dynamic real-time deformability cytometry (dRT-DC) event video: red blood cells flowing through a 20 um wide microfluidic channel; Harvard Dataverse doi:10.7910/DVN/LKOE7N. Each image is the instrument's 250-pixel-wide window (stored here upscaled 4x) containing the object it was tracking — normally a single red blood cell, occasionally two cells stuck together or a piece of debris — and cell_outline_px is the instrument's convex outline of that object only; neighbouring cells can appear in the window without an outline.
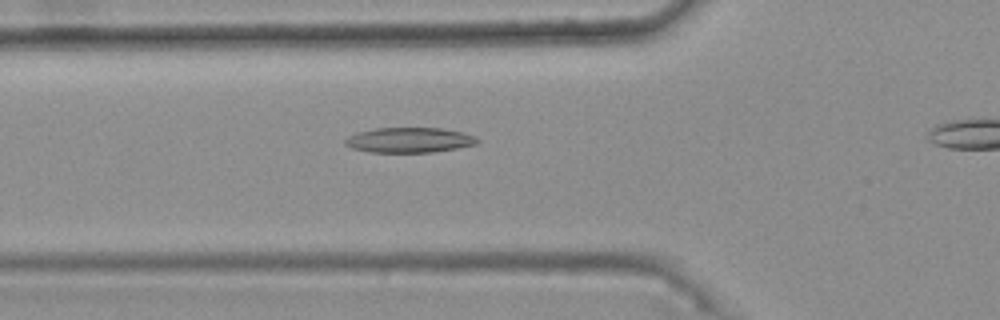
{"species": "common noctule bat (a hibernating species)", "species_latin": "Nyctalus noctula", "temperature_condition": "warm", "stored_images_in_passage": 43, "camera_frame_rate_fps": 3000, "um_per_image_px": 0.085, "animal": {"sex": "female", "body_mass_g": 25.1}, "frame": {"image": 1, "passage_image": 12, "time_ms": 3.667, "image_size_px": [1000, 320], "cell_outline_px": [[480, 140], [476, 144], [456, 148], [432, 152], [372, 152], [352, 148], [344, 144], [344, 140], [348, 136], [356, 132], [376, 128], [444, 128], [476, 136]], "centroid_in_image_um": [34.77, 11.9], "position_along_channel_um": 91.0, "area_um2": 19.31}}
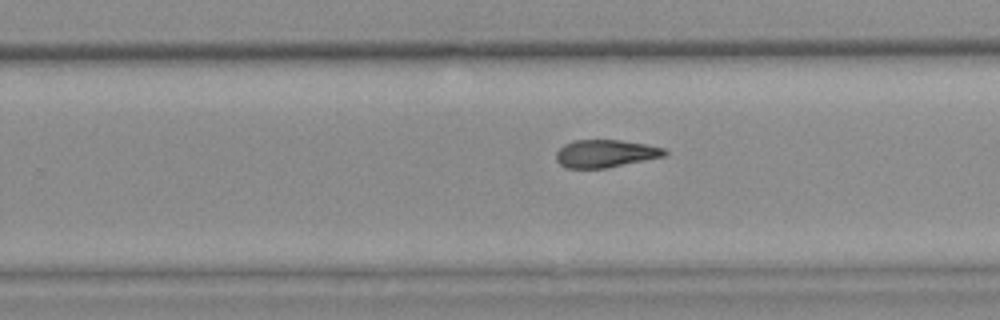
{"frame": {"image": 2, "passage_image": 27, "time_ms": 8.667, "image_size_px": [1000, 320], "cell_outline_px": [[668, 152], [664, 156], [608, 168], [568, 168], [560, 164], [556, 160], [556, 152], [564, 144], [576, 140], [620, 140], [644, 144], [664, 148]], "centroid_in_image_um": [51.45, 13.05], "position_along_channel_um": 278.4, "area_um2": 17.4}}
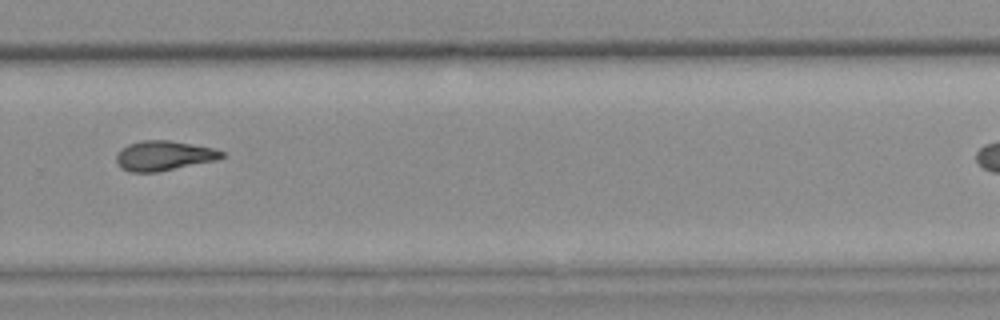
{"frame": {"image": 3, "passage_image": 30, "time_ms": 9.667, "image_size_px": [1000, 320], "cell_outline_px": [[224, 156], [216, 160], [156, 172], [128, 172], [120, 168], [116, 160], [116, 156], [128, 144], [140, 140], [168, 140], [216, 148], [224, 152]], "centroid_in_image_um": [13.93, 13.23], "position_along_channel_um": 315.9, "area_um2": 18.21}, "authors_computed_cell_mechanics": {"area_um2": 18.3804, "velocity_mm_per_s": 3.7467, "shape_relaxation_time_tau1_ms": null, "shape_relaxation_time_tau2_ms": 4.9219, "deformation_change_tau1": null, "deformation_change_tau2": 0.138}}